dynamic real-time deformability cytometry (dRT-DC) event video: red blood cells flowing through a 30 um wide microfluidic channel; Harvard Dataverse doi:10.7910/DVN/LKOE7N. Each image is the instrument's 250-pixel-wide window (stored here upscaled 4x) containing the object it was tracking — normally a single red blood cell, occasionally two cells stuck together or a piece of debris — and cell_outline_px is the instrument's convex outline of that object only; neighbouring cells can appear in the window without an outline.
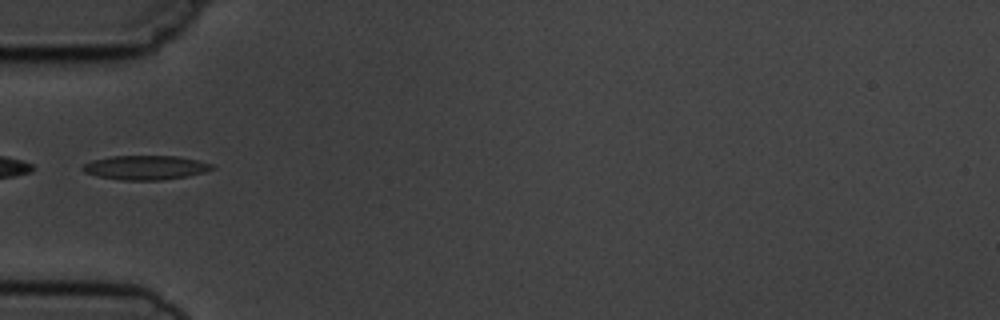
{"species": "common noctule bat (a hibernating species)", "species_latin": "Nyctalus noctula", "temperature_condition": "cold", "stored_images_in_passage": 8, "camera_frame_rate_fps": 3000, "um_per_image_px": 0.085, "animal": {"sex": "male", "body_mass_g": 19.5, "forearm_length_mm": 54.6}, "frame": {"image": 1, "passage_image": 5, "time_ms": 5.667, "image_size_px": [1000, 320], "cell_outline_px": [[212, 168], [204, 172], [188, 176], [164, 180], [120, 180], [96, 176], [84, 172], [84, 164], [92, 160], [112, 156], [176, 156], [196, 160], [212, 164]], "centroid_in_image_um": [12.34, 14.25], "position_along_channel_um": 72.7, "area_um2": 18.09}}
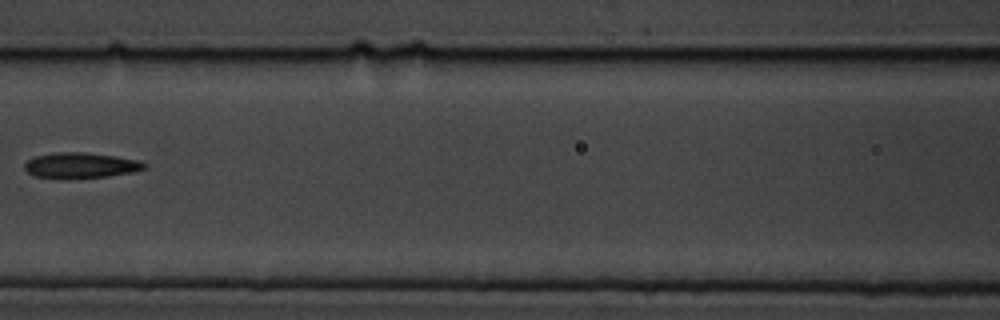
{"frame": {"image": 2, "passage_image": 7, "time_ms": 8.0, "image_size_px": [1000, 320], "cell_outline_px": [[148, 168], [132, 172], [108, 176], [72, 180], [60, 180], [36, 176], [28, 172], [24, 168], [24, 164], [28, 160], [36, 156], [56, 152], [80, 152], [116, 156], [140, 160], [148, 164]], "centroid_in_image_um": [6.88, 14.08], "position_along_channel_um": 159.7, "area_um2": 18.32}}
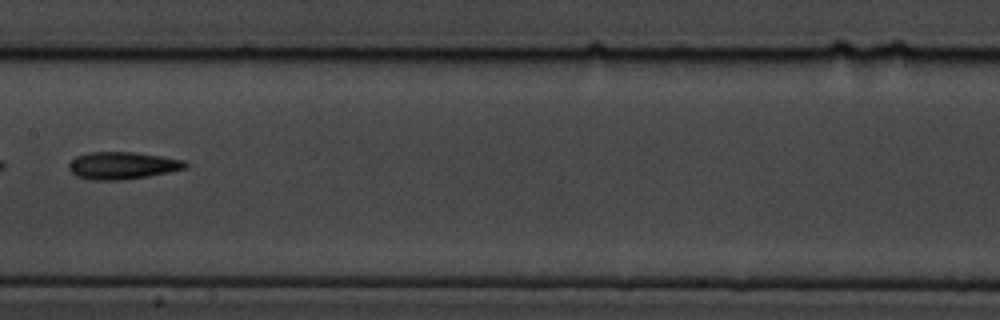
{"frame": {"image": 3, "passage_image": 8, "time_ms": 9.0, "image_size_px": [1000, 320], "cell_outline_px": [[188, 164], [184, 168], [168, 172], [148, 176], [120, 180], [92, 180], [76, 176], [68, 168], [68, 164], [76, 156], [92, 152], [132, 152], [160, 156], [184, 160]], "centroid_in_image_um": [10.37, 14.07], "position_along_channel_um": 197.0, "area_um2": 18.32}}